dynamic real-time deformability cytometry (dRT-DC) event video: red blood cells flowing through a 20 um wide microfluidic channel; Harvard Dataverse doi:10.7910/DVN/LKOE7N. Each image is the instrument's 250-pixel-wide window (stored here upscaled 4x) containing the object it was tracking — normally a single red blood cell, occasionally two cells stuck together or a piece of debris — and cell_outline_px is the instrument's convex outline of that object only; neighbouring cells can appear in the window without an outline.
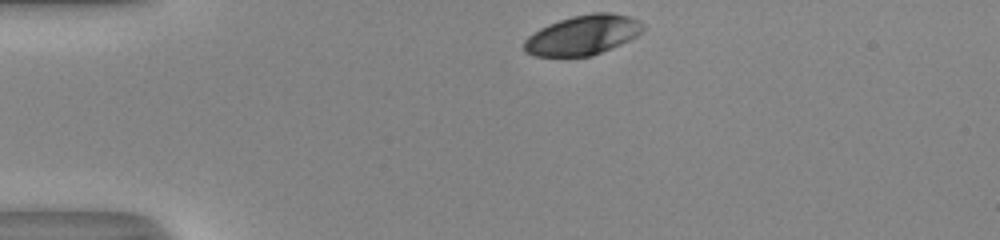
{"species": "human", "species_latin": "Homo sapiens", "temperature_condition": "room temperature", "stored_images_in_passage": 32, "camera_frame_rate_fps": 3000, "um_per_image_px": 0.085, "donor": {"sex": "male"}, "frame": {"image": 1, "passage_image": 1, "time_ms": 0.0, "image_size_px": [1000, 240], "cell_outline_px": [[644, 28], [636, 36], [620, 44], [592, 56], [536, 56], [524, 52], [524, 40], [528, 36], [540, 28], [548, 24], [572, 16], [592, 12], [612, 12], [628, 16], [640, 20], [644, 24]], "centroid_in_image_um": [49.53, 2.97], "position_along_channel_um": 35.5, "area_um2": 27.51}}
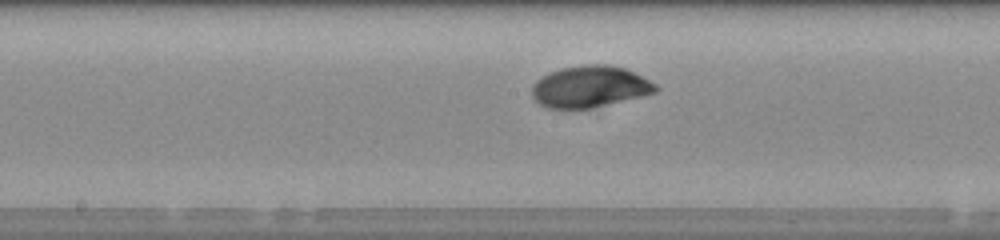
{"frame": {"image": 2, "passage_image": 17, "time_ms": 5.333, "image_size_px": [1000, 240], "cell_outline_px": [[660, 88], [656, 92], [640, 96], [588, 108], [544, 108], [532, 96], [532, 84], [536, 80], [560, 68], [584, 64], [608, 64], [624, 68], [656, 84]], "centroid_in_image_um": [50.1, 7.35], "position_along_channel_um": 198.1, "area_um2": 29.54}}
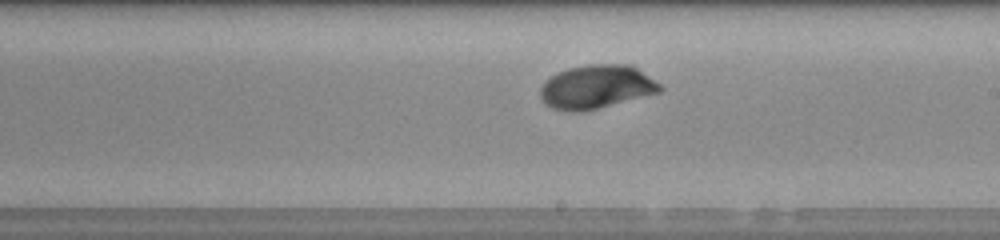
{"frame": {"image": 3, "passage_image": 20, "time_ms": 6.333, "image_size_px": [1000, 240], "cell_outline_px": [[664, 88], [660, 92], [580, 112], [572, 112], [552, 108], [544, 104], [540, 96], [540, 88], [544, 80], [556, 72], [568, 68], [588, 64], [628, 64], [636, 68], [660, 84]], "centroid_in_image_um": [50.63, 7.37], "position_along_channel_um": 238.4, "area_um2": 30.35}, "authors_computed_cell_mechanics": {"area_um2": 29.5069, "velocity_mm_per_s": 4.0368, "shape_relaxation_time_tau1_ms": 2.5295, "shape_relaxation_time_tau2_ms": null, "deformation_change_tau1": 0.1302, "deformation_change_tau2": null}}